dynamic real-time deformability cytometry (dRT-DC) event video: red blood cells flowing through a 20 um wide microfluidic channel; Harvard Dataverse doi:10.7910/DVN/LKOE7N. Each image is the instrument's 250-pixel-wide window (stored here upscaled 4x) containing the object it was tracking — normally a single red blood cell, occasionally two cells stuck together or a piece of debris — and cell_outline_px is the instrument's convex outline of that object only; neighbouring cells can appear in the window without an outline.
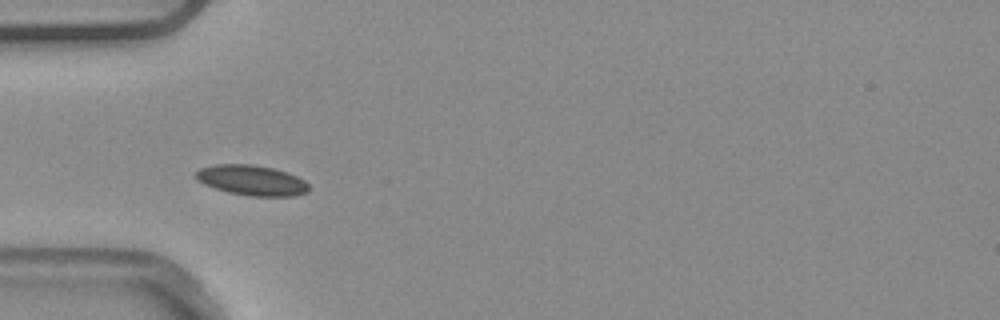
{"species": "common noctule bat (a hibernating species)", "species_latin": "Nyctalus noctula", "temperature_condition": "warm", "stored_images_in_passage": 6, "camera_frame_rate_fps": 3000, "um_per_image_px": 0.085, "animal": {"sex": "male", "body_mass_g": 20.4}, "frame": {"image": 1, "passage_image": 4, "time_ms": 1.0, "image_size_px": [1000, 320], "cell_outline_px": [[308, 192], [292, 196], [248, 196], [228, 192], [204, 184], [196, 180], [192, 176], [200, 168], [216, 164], [252, 164], [272, 168], [296, 176], [304, 180], [308, 184]], "centroid_in_image_um": [21.35, 15.32], "position_along_channel_um": 63.6, "area_um2": 19.88}}
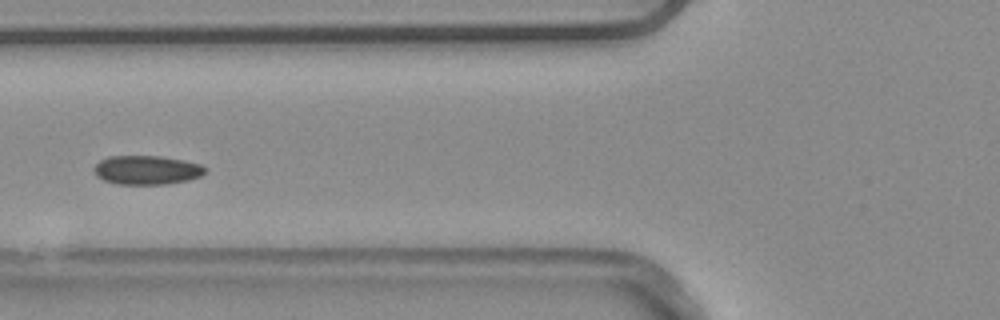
{"frame": {"image": 2, "passage_image": 5, "time_ms": 1.333, "image_size_px": [1000, 320], "cell_outline_px": [[204, 172], [200, 176], [188, 180], [164, 184], [116, 184], [104, 180], [96, 176], [96, 164], [100, 160], [108, 156], [160, 156], [184, 160], [200, 164], [204, 168]], "centroid_in_image_um": [12.46, 14.45], "position_along_channel_um": 113.3, "area_um2": 18.55}}